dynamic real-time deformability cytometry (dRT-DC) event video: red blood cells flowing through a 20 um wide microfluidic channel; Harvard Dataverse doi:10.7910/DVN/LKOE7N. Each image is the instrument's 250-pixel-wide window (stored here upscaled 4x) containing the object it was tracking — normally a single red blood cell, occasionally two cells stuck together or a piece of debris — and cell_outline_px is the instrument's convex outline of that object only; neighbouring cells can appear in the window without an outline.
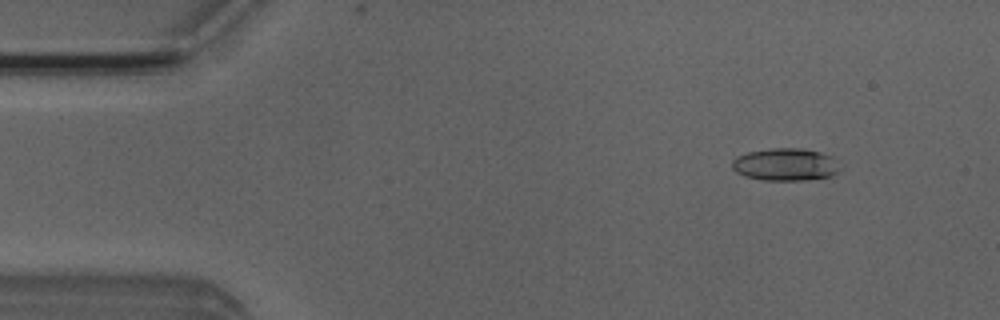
{"species": "Egyptian fruit bat (a non-hibernating species)", "species_latin": "Rousettus aegyptiacus", "temperature_condition": "room temperature", "stored_images_in_passage": 51, "camera_frame_rate_fps": 3000, "um_per_image_px": 0.085, "animal": {"sex": "male"}, "frame": {"image": 1, "passage_image": 5, "time_ms": 1.333, "image_size_px": [1000, 320], "cell_outline_px": [[840, 168], [832, 176], [804, 180], [760, 180], [744, 176], [736, 172], [732, 168], [732, 160], [736, 156], [748, 152], [772, 148], [800, 148], [820, 152], [828, 156]], "centroid_in_image_um": [66.68, 13.99], "position_along_channel_um": 18.3, "area_um2": 20.23}}
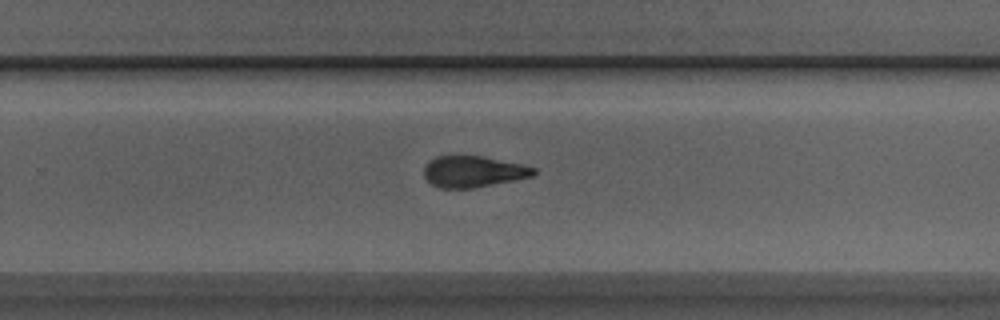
{"frame": {"image": 2, "passage_image": 32, "time_ms": 10.333, "image_size_px": [1000, 320], "cell_outline_px": [[536, 172], [532, 176], [472, 188], [440, 188], [432, 184], [424, 176], [424, 164], [428, 160], [436, 156], [480, 156], [524, 164], [536, 168]], "centroid_in_image_um": [40.2, 14.57], "position_along_channel_um": 289.6, "area_um2": 19.88}}
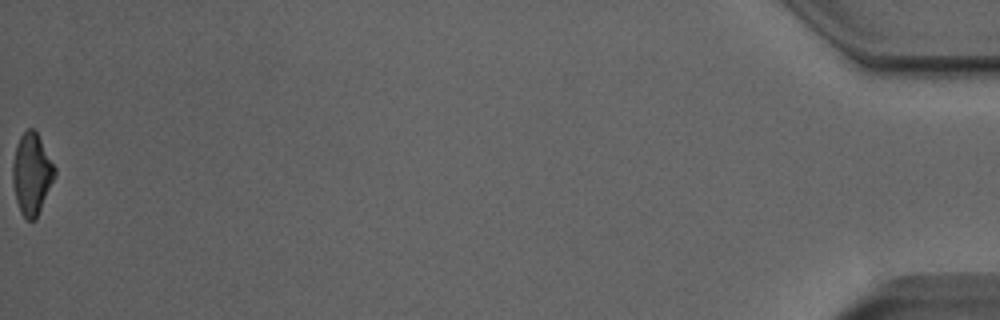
{"frame": {"image": 3, "passage_image": 51, "time_ms": 16.667, "image_size_px": [1000, 320], "cell_outline_px": [[56, 176], [36, 220], [28, 220], [20, 212], [16, 200], [12, 184], [12, 164], [16, 144], [20, 136], [28, 128], [32, 128], [36, 132], [56, 168]], "centroid_in_image_um": [2.69, 14.8], "position_along_channel_um": 432.5, "area_um2": 20.06}, "authors_computed_cell_mechanics": {"area_um2": 20.4612, "velocity_mm_per_s": 3.9828, "shape_relaxation_time_tau1_ms": 5.2135, "shape_relaxation_time_tau2_ms": 1.3498, "deformation_change_tau1": 0.1621, "deformation_change_tau2": 0.0985}}